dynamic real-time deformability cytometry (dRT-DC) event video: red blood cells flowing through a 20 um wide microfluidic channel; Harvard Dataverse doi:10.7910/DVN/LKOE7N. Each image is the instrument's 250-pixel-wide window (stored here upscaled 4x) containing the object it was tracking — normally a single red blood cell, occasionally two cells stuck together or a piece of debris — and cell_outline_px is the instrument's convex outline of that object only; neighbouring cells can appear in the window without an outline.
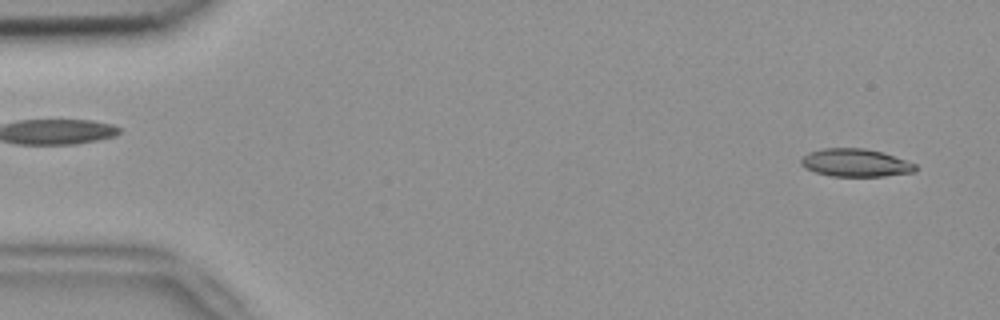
{"species": "common noctule bat (a hibernating species)", "species_latin": "Nyctalus noctula", "temperature_condition": "room temperature", "stored_images_in_passage": 51, "camera_frame_rate_fps": 3000, "um_per_image_px": 0.085, "animal": {"sex": "female", "body_mass_g": 18.4}, "frame": {"image": 1, "passage_image": 2, "time_ms": 0.333, "image_size_px": [1000, 320], "cell_outline_px": [[916, 168], [912, 172], [884, 176], [832, 176], [816, 172], [804, 168], [800, 164], [800, 160], [808, 152], [824, 148], [864, 148], [880, 152], [916, 164]], "centroid_in_image_um": [72.65, 13.83], "position_along_channel_um": 12.3, "area_um2": 18.32}}
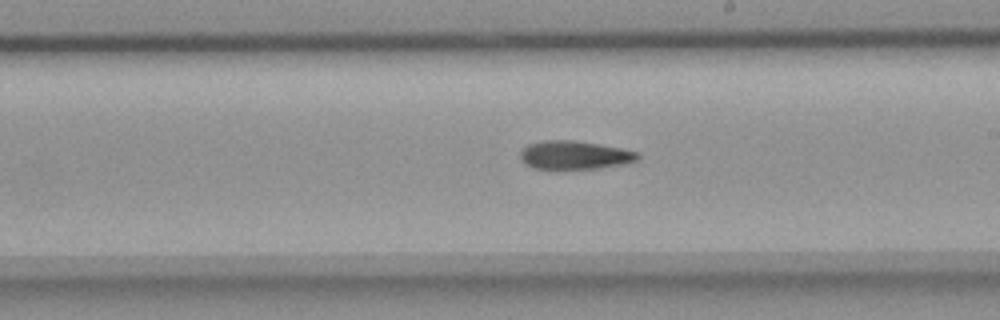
{"frame": {"image": 2, "passage_image": 29, "time_ms": 9.333, "image_size_px": [1000, 320], "cell_outline_px": [[640, 160], [628, 164], [600, 168], [532, 168], [520, 160], [520, 152], [528, 144], [544, 140], [576, 140], [620, 148], [636, 152], [640, 156]], "centroid_in_image_um": [48.87, 13.18], "position_along_channel_um": 240.1, "area_um2": 19.48}}
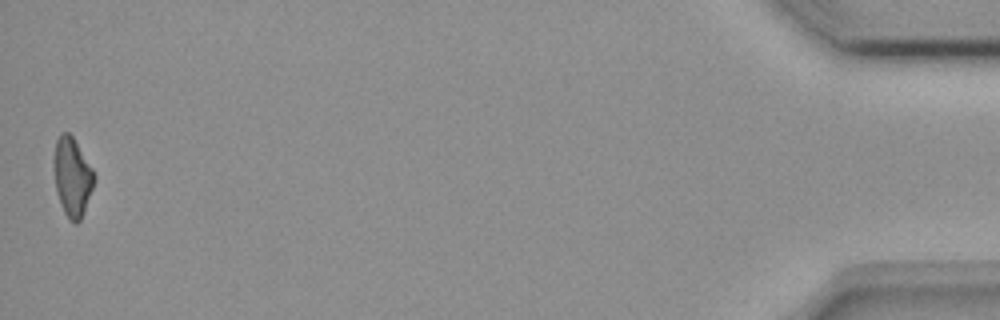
{"frame": {"image": 3, "passage_image": 51, "time_ms": 16.667, "image_size_px": [1000, 320], "cell_outline_px": [[96, 180], [80, 220], [76, 224], [68, 220], [60, 204], [56, 192], [52, 164], [56, 140], [64, 132], [68, 132], [72, 136], [92, 168], [96, 176]], "centroid_in_image_um": [6.12, 15.06], "position_along_channel_um": 429.1, "area_um2": 18.61}}